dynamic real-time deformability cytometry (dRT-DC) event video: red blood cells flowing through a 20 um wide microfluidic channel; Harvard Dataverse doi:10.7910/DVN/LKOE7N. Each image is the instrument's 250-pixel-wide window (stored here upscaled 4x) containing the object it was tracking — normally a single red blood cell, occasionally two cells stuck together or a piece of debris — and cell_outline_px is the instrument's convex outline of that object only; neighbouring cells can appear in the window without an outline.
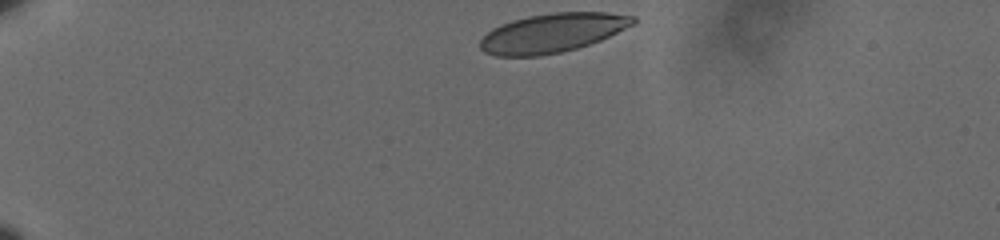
{"species": "human", "species_latin": "Homo sapiens", "temperature_condition": "cold", "stored_images_in_passage": 41, "camera_frame_rate_fps": 3000, "um_per_image_px": 0.085, "donor": {"sex": "male"}, "frame": {"image": 1, "passage_image": 1, "time_ms": 0.0, "image_size_px": [1000, 240], "cell_outline_px": [[636, 24], [600, 40], [576, 48], [560, 52], [540, 56], [496, 56], [484, 52], [480, 48], [480, 40], [492, 28], [500, 24], [512, 20], [528, 16], [552, 12], [608, 12], [636, 16]], "centroid_in_image_um": [46.96, 2.79], "position_along_channel_um": 38.0, "area_um2": 34.91}}
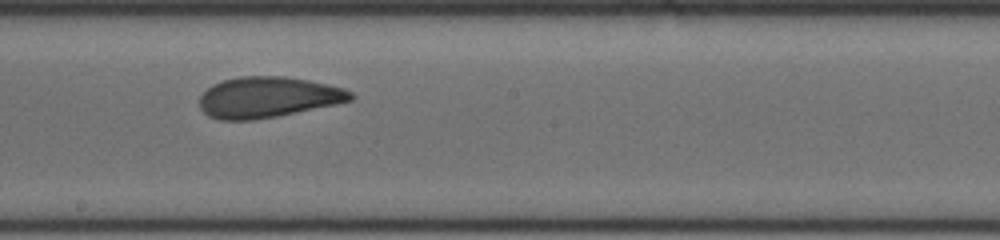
{"frame": {"image": 2, "passage_image": 23, "time_ms": 7.333, "image_size_px": [1000, 240], "cell_outline_px": [[356, 96], [352, 100], [336, 104], [276, 116], [252, 120], [220, 120], [208, 116], [200, 108], [200, 96], [212, 84], [224, 80], [240, 76], [284, 76], [308, 80], [344, 88], [352, 92]], "centroid_in_image_um": [22.77, 8.26], "position_along_channel_um": 225.4, "area_um2": 35.84}}
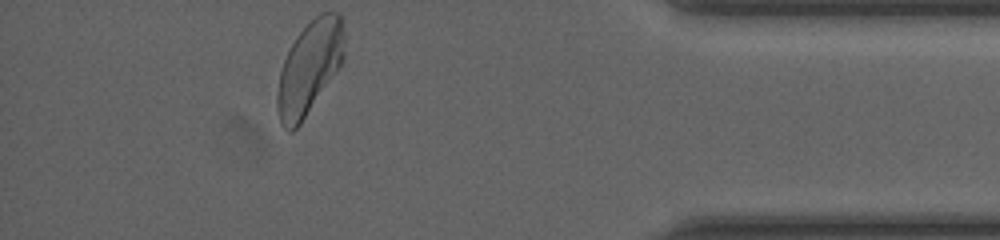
{"frame": {"image": 3, "passage_image": 41, "time_ms": 13.333, "image_size_px": [1000, 240], "cell_outline_px": [[344, 60], [300, 124], [292, 132], [288, 132], [284, 128], [280, 120], [276, 108], [276, 92], [280, 72], [284, 60], [296, 36], [320, 12], [340, 12], [344, 32]], "centroid_in_image_um": [26.3, 5.75], "position_along_channel_um": 408.9, "area_um2": 36.13}, "authors_computed_cell_mechanics": {"area_um2": 35.836, "velocity_mm_per_s": 3.5788, "shape_relaxation_time_tau1_ms": 5.5197, "shape_relaxation_time_tau2_ms": 1.1635, "deformation_change_tau1": 0.1401, "deformation_change_tau2": 0.0499}}